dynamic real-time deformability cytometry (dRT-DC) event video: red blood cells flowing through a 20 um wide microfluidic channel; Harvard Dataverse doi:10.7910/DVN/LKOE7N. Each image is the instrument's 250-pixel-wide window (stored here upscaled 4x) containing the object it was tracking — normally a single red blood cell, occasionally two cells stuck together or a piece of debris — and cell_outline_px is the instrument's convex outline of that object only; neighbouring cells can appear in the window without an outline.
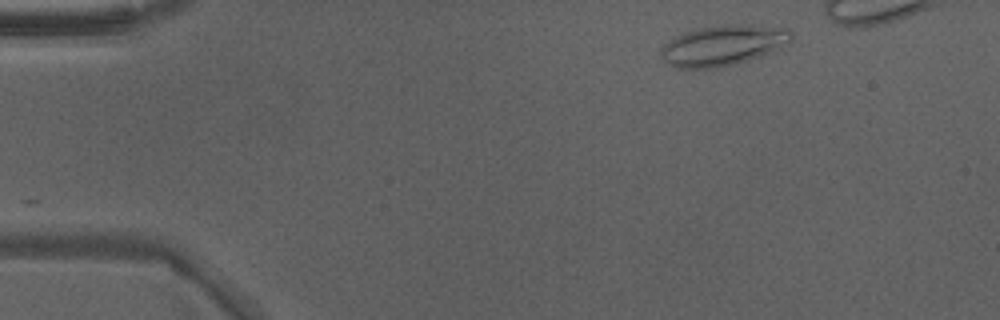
{"species": "Egyptian fruit bat (a non-hibernating species)", "species_latin": "Rousettus aegyptiacus", "temperature_condition": "warm", "stored_images_in_passage": 37, "camera_frame_rate_fps": 3000, "um_per_image_px": 0.085, "animal": {"sex": "male"}, "frame": {"image": 1, "passage_image": 1, "time_ms": 0.0, "image_size_px": [1000, 320], "cell_outline_px": [[792, 40], [748, 60], [736, 64], [716, 68], [676, 68], [668, 64], [660, 56], [660, 52], [664, 44], [676, 36], [684, 32], [700, 28], [724, 24], [748, 24], [788, 28], [792, 32]], "centroid_in_image_um": [61.41, 3.84], "position_along_channel_um": 23.6, "area_um2": 30.4}}
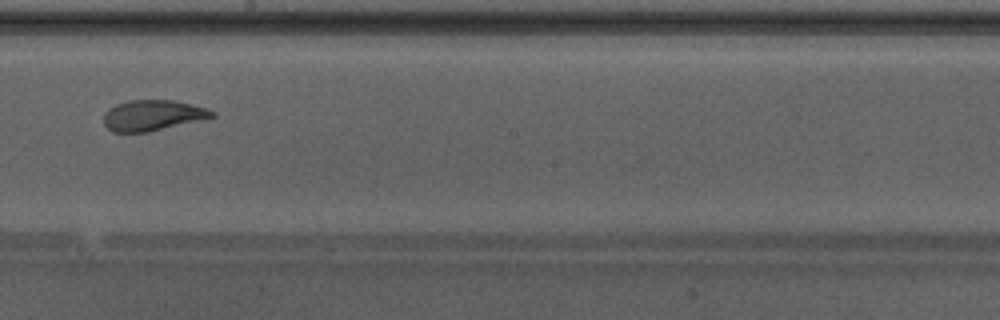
{"frame": {"image": 2, "passage_image": 22, "time_ms": 7.0, "image_size_px": [1000, 320], "cell_outline_px": [[216, 116], [148, 132], [112, 132], [104, 124], [104, 112], [108, 108], [116, 104], [128, 100], [172, 100], [192, 104], [208, 108], [216, 112]], "centroid_in_image_um": [12.96, 9.79], "position_along_channel_um": 235.2, "area_um2": 19.36}, "authors_computed_cell_mechanics": {"area_um2": 20.6924, "velocity_mm_per_s": 4.2517, "shape_relaxation_time_tau1_ms": 7.3983, "shape_relaxation_time_tau2_ms": 1.5352, "deformation_change_tau1": 0.2009, "deformation_change_tau2": 0.0767}}